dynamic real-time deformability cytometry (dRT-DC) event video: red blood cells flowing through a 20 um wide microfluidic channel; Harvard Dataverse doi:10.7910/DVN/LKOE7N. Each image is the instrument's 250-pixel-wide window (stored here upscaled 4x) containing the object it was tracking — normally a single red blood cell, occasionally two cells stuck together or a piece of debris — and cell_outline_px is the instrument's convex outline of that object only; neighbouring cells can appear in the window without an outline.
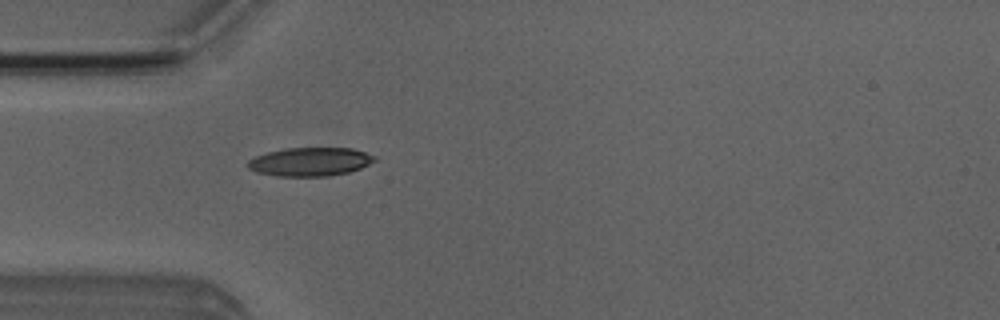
{"species": "Egyptian fruit bat (a non-hibernating species)", "species_latin": "Rousettus aegyptiacus", "temperature_condition": "room temperature", "stored_images_in_passage": 43, "camera_frame_rate_fps": 3000, "um_per_image_px": 0.085, "animal": {"sex": "male"}, "frame": {"image": 1, "passage_image": 7, "time_ms": 2.0, "image_size_px": [1000, 320], "cell_outline_px": [[376, 160], [360, 168], [348, 172], [328, 176], [276, 176], [256, 172], [248, 168], [248, 160], [256, 156], [268, 152], [284, 148], [352, 148], [376, 156]], "centroid_in_image_um": [26.35, 13.75], "position_along_channel_um": 58.7, "area_um2": 21.04}}
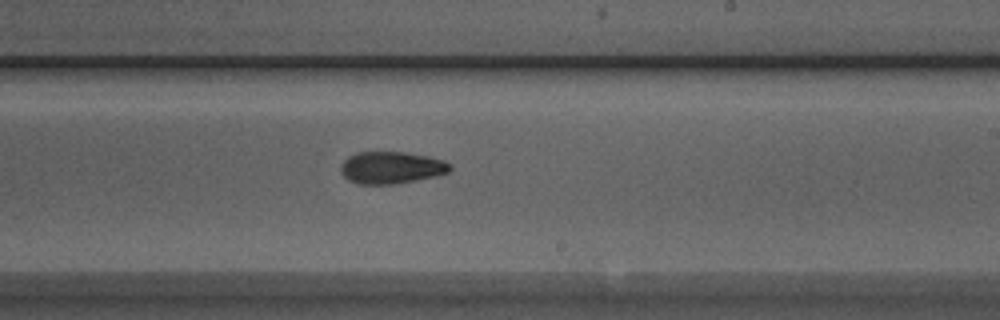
{"frame": {"image": 2, "passage_image": 22, "time_ms": 7.0, "image_size_px": [1000, 320], "cell_outline_px": [[452, 168], [448, 172], [436, 176], [396, 184], [356, 184], [348, 180], [340, 172], [340, 168], [344, 160], [348, 156], [356, 152], [404, 152], [428, 156], [444, 160], [452, 164]], "centroid_in_image_um": [33.26, 14.25], "position_along_channel_um": 255.7, "area_um2": 20.63}}
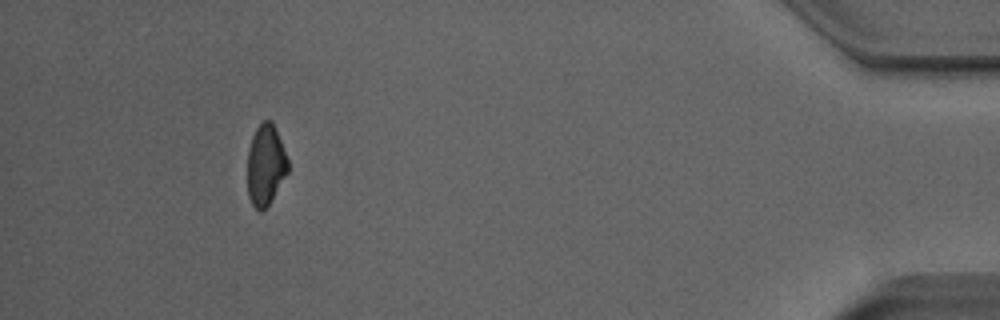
{"frame": {"image": 3, "passage_image": 39, "time_ms": 12.667, "image_size_px": [1000, 320], "cell_outline_px": [[288, 172], [268, 204], [260, 212], [252, 204], [248, 196], [248, 148], [252, 136], [256, 128], [264, 120], [272, 120], [276, 128], [288, 160]], "centroid_in_image_um": [22.57, 13.99], "position_along_channel_um": 412.6, "area_um2": 18.9}, "authors_computed_cell_mechanics": {"area_um2": 20.4034, "velocity_mm_per_s": 3.9925, "shape_relaxation_time_tau1_ms": 4.03, "shape_relaxation_time_tau2_ms": 3.4238, "deformation_change_tau1": 0.1176, "deformation_change_tau2": 0.0936}}